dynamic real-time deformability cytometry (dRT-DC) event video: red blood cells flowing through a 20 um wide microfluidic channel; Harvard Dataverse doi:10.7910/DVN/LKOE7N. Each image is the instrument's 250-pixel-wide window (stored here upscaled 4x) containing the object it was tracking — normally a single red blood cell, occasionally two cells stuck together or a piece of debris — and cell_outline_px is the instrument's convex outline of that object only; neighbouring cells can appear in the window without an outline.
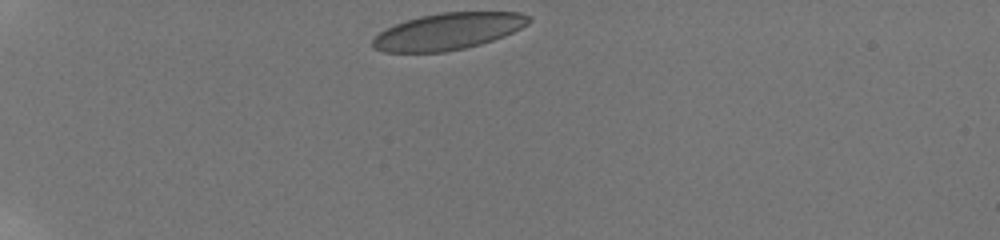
{"species": "human", "species_latin": "Homo sapiens", "temperature_condition": "room temperature", "stored_images_in_passage": 37, "camera_frame_rate_fps": 3000, "um_per_image_px": 0.085, "donor": {"sex": "male"}, "frame": {"image": 1, "passage_image": 1, "time_ms": 0.0, "image_size_px": [1000, 240], "cell_outline_px": [[532, 20], [528, 24], [504, 36], [480, 44], [464, 48], [444, 52], [384, 52], [372, 48], [372, 40], [380, 32], [396, 24], [420, 16], [440, 12], [520, 12], [528, 16]], "centroid_in_image_um": [38.09, 2.66], "position_along_channel_um": 46.9, "area_um2": 33.12}}
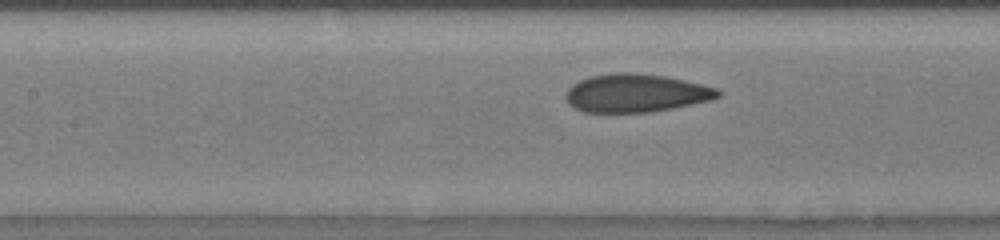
{"frame": {"image": 2, "passage_image": 14, "time_ms": 4.333, "image_size_px": [1000, 240], "cell_outline_px": [[720, 96], [712, 100], [652, 112], [584, 112], [568, 104], [564, 96], [568, 88], [572, 84], [580, 80], [592, 76], [616, 72], [628, 72], [664, 76], [684, 80], [716, 88], [720, 92]], "centroid_in_image_um": [54.03, 7.92], "position_along_channel_um": 153.4, "area_um2": 33.76}}
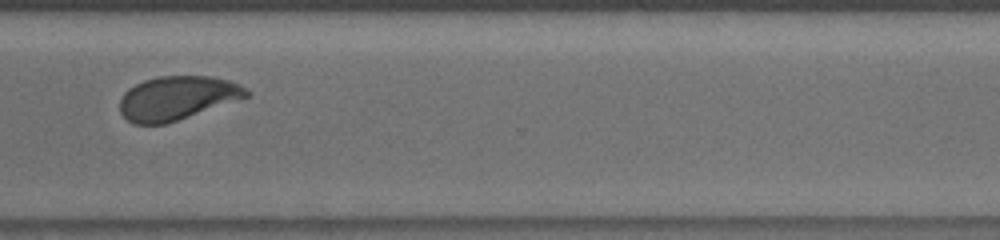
{"frame": {"image": 3, "passage_image": 30, "time_ms": 9.667, "image_size_px": [1000, 240], "cell_outline_px": [[252, 96], [164, 124], [132, 124], [120, 112], [120, 100], [124, 92], [128, 88], [144, 80], [160, 76], [212, 76], [228, 80], [240, 84], [248, 88], [252, 92]], "centroid_in_image_um": [15.1, 8.32], "position_along_channel_um": 355.5, "area_um2": 32.48}, "authors_computed_cell_mechanics": {"area_um2": 33.813, "velocity_mm_per_s": 3.793, "shape_relaxation_time_tau1_ms": 6.4986, "shape_relaxation_time_tau2_ms": 0.7419, "deformation_change_tau1": 0.1734, "deformation_change_tau2": 0.0675}}